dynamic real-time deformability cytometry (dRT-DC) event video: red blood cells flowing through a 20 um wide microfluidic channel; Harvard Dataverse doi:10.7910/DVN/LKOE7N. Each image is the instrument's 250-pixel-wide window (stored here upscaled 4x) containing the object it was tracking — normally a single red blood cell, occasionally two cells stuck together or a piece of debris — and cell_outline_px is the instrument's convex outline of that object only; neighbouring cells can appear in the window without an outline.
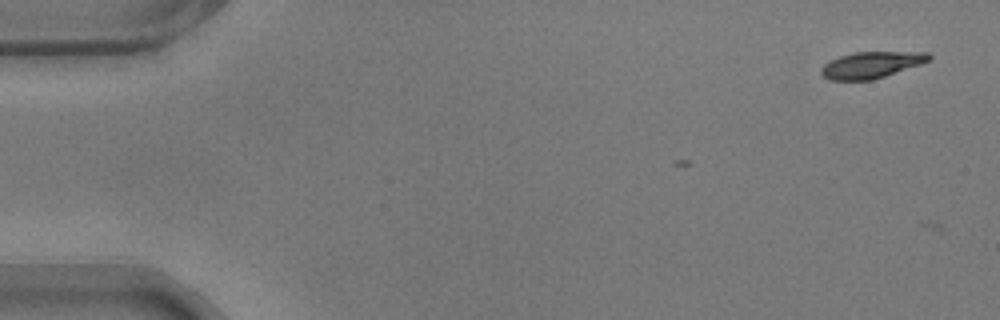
{"species": "common noctule bat (a hibernating species)", "species_latin": "Nyctalus noctula", "temperature_condition": "warm", "stored_images_in_passage": 2, "camera_frame_rate_fps": 3000, "um_per_image_px": 0.085, "animal": {"sex": "male", "body_mass_g": 17.9}, "frame": {"image": 1, "passage_image": 2, "time_ms": 0.333, "image_size_px": [1000, 320], "cell_outline_px": [[932, 56], [928, 60], [920, 64], [872, 80], [828, 80], [820, 72], [820, 68], [824, 64], [840, 56], [852, 52], [928, 52]], "centroid_in_image_um": [74.03, 5.51], "position_along_channel_um": 11.0, "area_um2": 16.42}}